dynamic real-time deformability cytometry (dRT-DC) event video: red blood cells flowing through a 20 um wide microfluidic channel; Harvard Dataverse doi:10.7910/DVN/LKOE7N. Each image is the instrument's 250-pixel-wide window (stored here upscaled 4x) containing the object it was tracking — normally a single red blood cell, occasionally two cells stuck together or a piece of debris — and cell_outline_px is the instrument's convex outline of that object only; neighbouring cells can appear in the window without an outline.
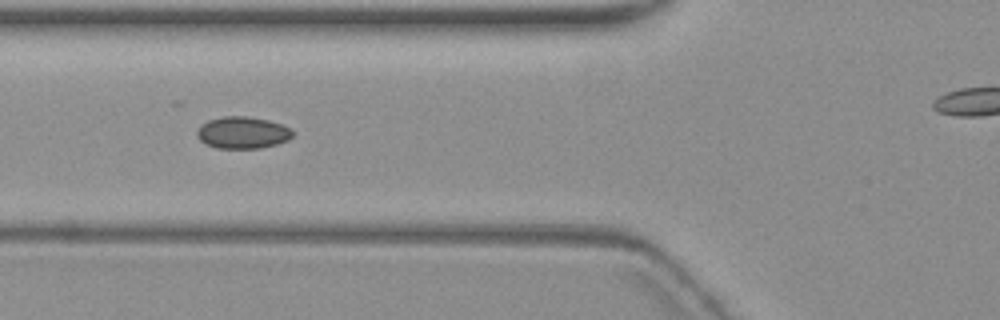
{"species": "common noctule bat (a hibernating species)", "species_latin": "Nyctalus noctula", "temperature_condition": "warm", "stored_images_in_passage": 10, "segment_of_instrument_passage": [1, 2], "camera_frame_rate_fps": 3000, "um_per_image_px": 0.085, "animal": {"sex": "female", "body_mass_g": 19.3, "forearm_length_mm": 54.1}, "frame": {"image": 1, "passage_image": 7, "time_ms": 7.0, "image_size_px": [1000, 320], "cell_outline_px": [[292, 136], [288, 140], [276, 144], [260, 148], [216, 148], [204, 144], [196, 136], [196, 132], [208, 120], [224, 116], [248, 116], [268, 120], [292, 128]], "centroid_in_image_um": [20.62, 11.28], "position_along_channel_um": 105.2, "area_um2": 17.74}}
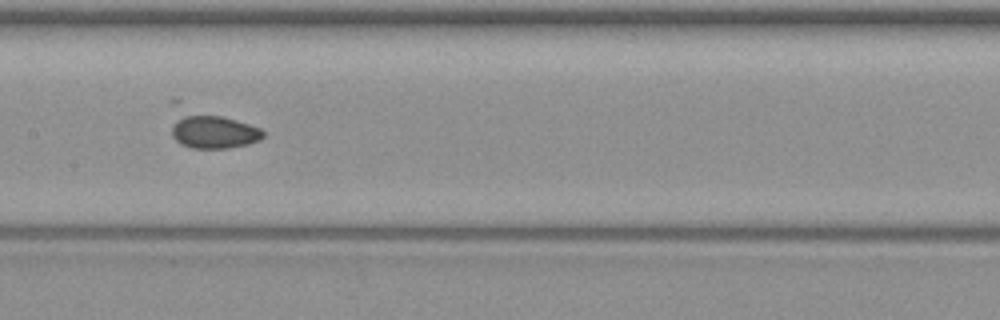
{"frame": {"image": 2, "passage_image": 9, "time_ms": 9.333, "image_size_px": [1000, 320], "cell_outline_px": [[264, 136], [260, 140], [248, 144], [228, 148], [192, 148], [180, 144], [172, 136], [168, 100], [180, 100], [260, 128], [264, 132]], "centroid_in_image_um": [17.75, 10.87], "position_along_channel_um": 189.7, "area_um2": 21.73}}